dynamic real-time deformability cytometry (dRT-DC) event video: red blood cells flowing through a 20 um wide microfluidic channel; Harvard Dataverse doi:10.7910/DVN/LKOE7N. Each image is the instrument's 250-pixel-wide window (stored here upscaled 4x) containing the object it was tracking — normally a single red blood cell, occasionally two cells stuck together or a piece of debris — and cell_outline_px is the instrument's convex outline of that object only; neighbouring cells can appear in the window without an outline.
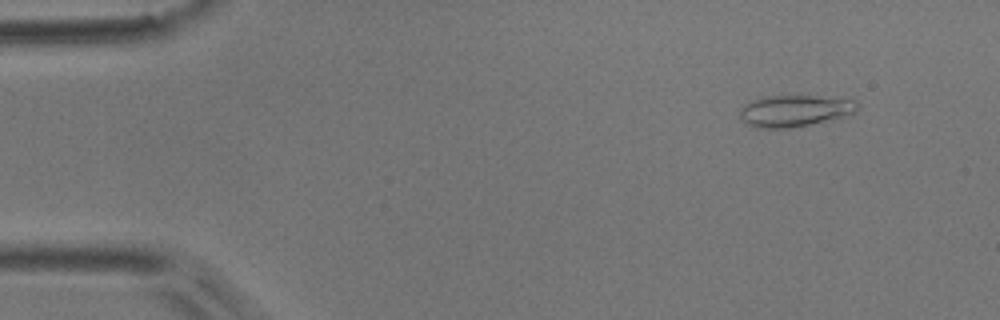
{"species": "common noctule bat (a hibernating species)", "species_latin": "Nyctalus noctula", "temperature_condition": "room temperature", "stored_images_in_passage": 7, "camera_frame_rate_fps": 3000, "um_per_image_px": 0.085, "animal": {"sex": "male", "body_mass_g": 17.9}, "frame": {"image": 1, "passage_image": 2, "time_ms": 1.0, "image_size_px": [1000, 320], "cell_outline_px": [[860, 108], [856, 112], [844, 116], [792, 128], [756, 128], [748, 124], [740, 116], [740, 108], [744, 104], [760, 96], [816, 96], [856, 100], [860, 104]], "centroid_in_image_um": [67.55, 9.41], "position_along_channel_um": 17.4, "area_um2": 21.68}}
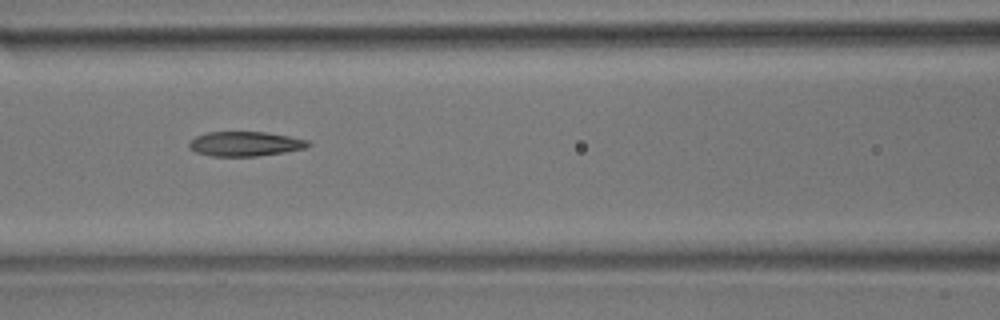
{"frame": {"image": 2, "passage_image": 7, "time_ms": 7.0, "image_size_px": [1000, 320], "cell_outline_px": [[312, 144], [304, 148], [284, 152], [256, 156], [212, 156], [196, 152], [188, 148], [188, 144], [196, 136], [208, 132], [264, 132], [288, 136], [308, 140]], "centroid_in_image_um": [20.82, 12.23], "position_along_channel_um": 145.8, "area_um2": 16.94}}